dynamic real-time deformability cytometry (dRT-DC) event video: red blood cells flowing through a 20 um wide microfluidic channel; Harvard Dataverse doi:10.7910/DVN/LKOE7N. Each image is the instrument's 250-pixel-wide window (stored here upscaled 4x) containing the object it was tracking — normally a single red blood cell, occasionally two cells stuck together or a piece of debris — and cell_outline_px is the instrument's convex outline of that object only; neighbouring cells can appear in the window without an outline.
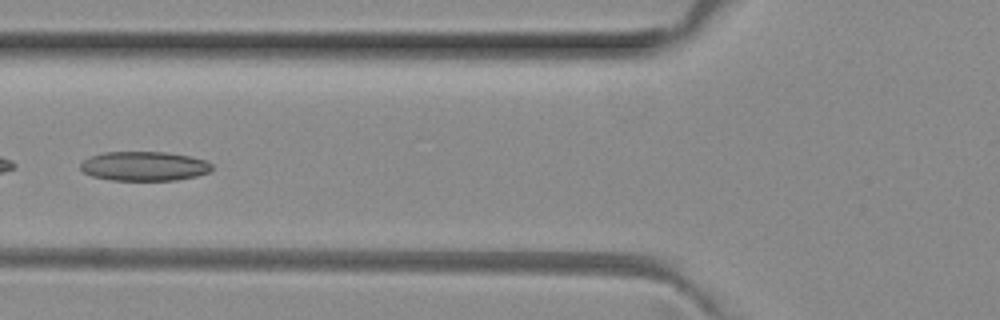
{"species": "common noctule bat (a hibernating species)", "species_latin": "Nyctalus noctula", "temperature_condition": "room temperature", "stored_images_in_passage": 2, "camera_frame_rate_fps": 3000, "um_per_image_px": 0.085, "animal": {"sex": "female", "body_mass_g": 29.2, "forearm_length_mm": 56.3}, "frame": {"image": 1, "passage_image": 2, "time_ms": 0.333, "image_size_px": [1000, 320], "cell_outline_px": [[212, 168], [208, 172], [196, 176], [176, 180], [112, 180], [92, 176], [84, 172], [80, 168], [80, 164], [84, 160], [92, 156], [104, 152], [164, 152], [192, 156], [208, 160], [212, 164]], "centroid_in_image_um": [12.29, 14.12], "position_along_channel_um": 113.5, "area_um2": 22.48}}